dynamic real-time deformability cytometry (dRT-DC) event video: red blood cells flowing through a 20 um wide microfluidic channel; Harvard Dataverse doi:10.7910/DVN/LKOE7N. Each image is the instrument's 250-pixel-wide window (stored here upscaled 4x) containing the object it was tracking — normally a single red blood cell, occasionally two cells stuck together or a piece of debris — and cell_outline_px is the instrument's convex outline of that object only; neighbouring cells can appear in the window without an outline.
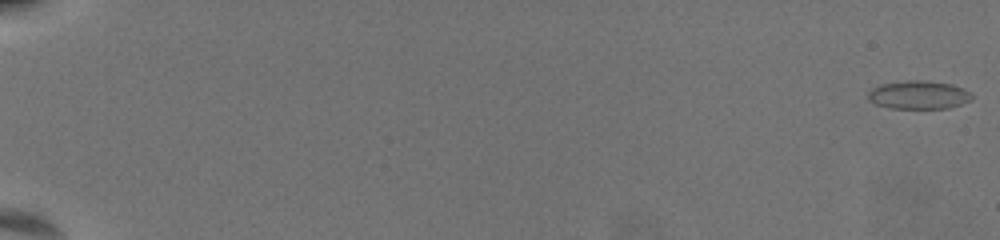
{"species": "common noctule bat (a hibernating species)", "species_latin": "Nyctalus noctula", "temperature_condition": "warm", "stored_images_in_passage": 57, "camera_frame_rate_fps": 3000, "um_per_image_px": 0.085, "animal": {"sex": "female", "body_mass_g": 19.5, "forearm_length_mm": 54.1}, "frame": {"image": 1, "passage_image": 1, "time_ms": 0.0, "image_size_px": [1000, 240], "cell_outline_px": [[972, 100], [948, 108], [892, 108], [876, 104], [868, 100], [868, 92], [872, 88], [880, 84], [908, 80], [928, 80], [952, 84], [964, 88], [972, 96]], "centroid_in_image_um": [78.08, 8.05], "position_along_channel_um": 6.9, "area_um2": 17.17}}
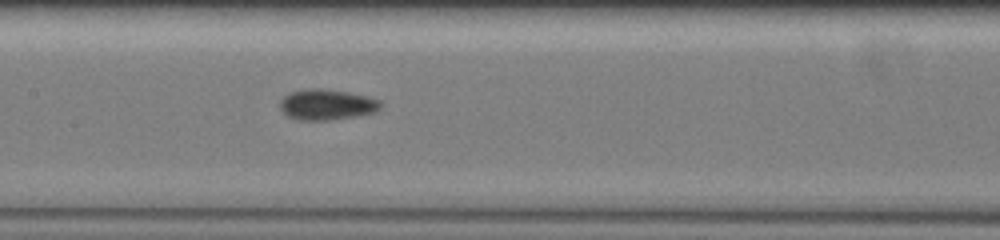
{"frame": {"image": 2, "passage_image": 35, "time_ms": 11.333, "image_size_px": [1000, 240], "cell_outline_px": [[384, 104], [376, 112], [356, 116], [328, 120], [300, 120], [288, 116], [280, 108], [280, 100], [288, 92], [308, 88], [320, 88], [348, 92], [368, 96], [380, 100]], "centroid_in_image_um": [27.8, 8.88], "position_along_channel_um": 179.6, "area_um2": 18.15}}
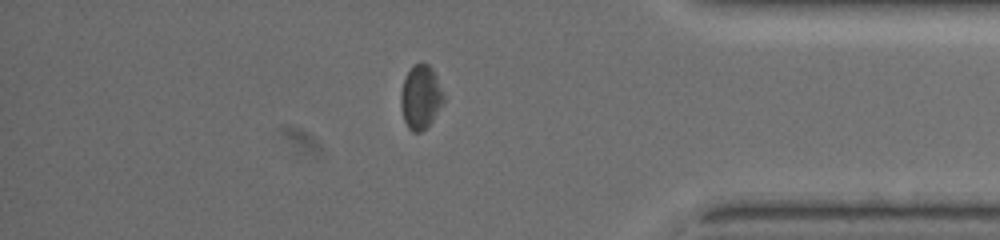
{"frame": {"image": 3, "passage_image": 55, "time_ms": 18.0, "image_size_px": [1000, 240], "cell_outline_px": [[444, 100], [432, 120], [420, 132], [412, 132], [408, 128], [404, 120], [400, 104], [400, 92], [404, 80], [412, 64], [428, 64], [432, 68], [436, 76], [444, 96]], "centroid_in_image_um": [35.73, 8.25], "position_along_channel_um": 399.5, "area_um2": 15.66}}